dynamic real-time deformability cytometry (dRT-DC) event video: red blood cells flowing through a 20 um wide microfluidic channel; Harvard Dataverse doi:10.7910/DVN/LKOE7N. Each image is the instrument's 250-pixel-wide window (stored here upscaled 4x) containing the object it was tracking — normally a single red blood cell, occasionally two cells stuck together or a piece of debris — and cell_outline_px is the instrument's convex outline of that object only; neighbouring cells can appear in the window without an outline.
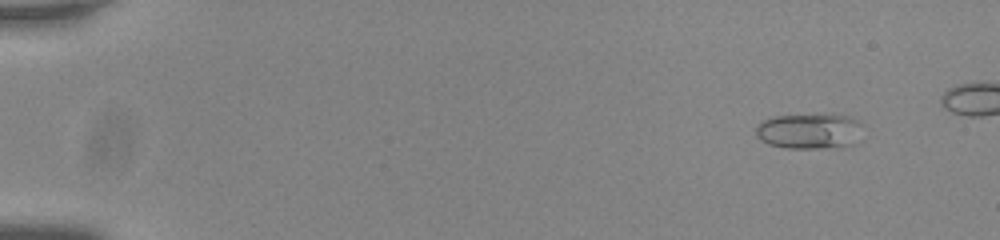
{"species": "common noctule bat (a hibernating species)", "species_latin": "Nyctalus noctula", "temperature_condition": "room temperature", "stored_images_in_passage": 52, "camera_frame_rate_fps": 3000, "um_per_image_px": 0.085, "animal": {"sex": "male", "body_mass_g": 20.0, "forearm_length_mm": 53.3}, "frame": {"image": 1, "passage_image": 6, "time_ms": 1.667, "image_size_px": [1000, 240], "cell_outline_px": [[864, 124], [860, 140], [852, 144], [824, 148], [788, 148], [768, 144], [760, 140], [756, 136], [756, 124], [772, 116], [848, 116]], "centroid_in_image_um": [68.8, 11.17], "position_along_channel_um": 16.2, "area_um2": 21.91}}
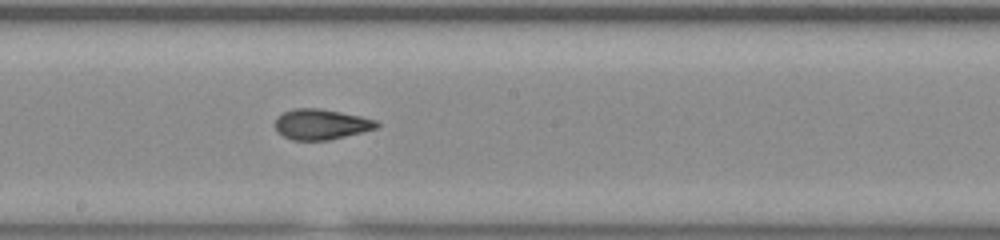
{"frame": {"image": 2, "passage_image": 33, "time_ms": 10.667, "image_size_px": [1000, 240], "cell_outline_px": [[380, 124], [376, 128], [328, 140], [292, 140], [276, 132], [276, 116], [292, 108], [320, 108], [360, 116], [376, 120]], "centroid_in_image_um": [27.25, 10.55], "position_along_channel_um": 220.9, "area_um2": 17.92}}
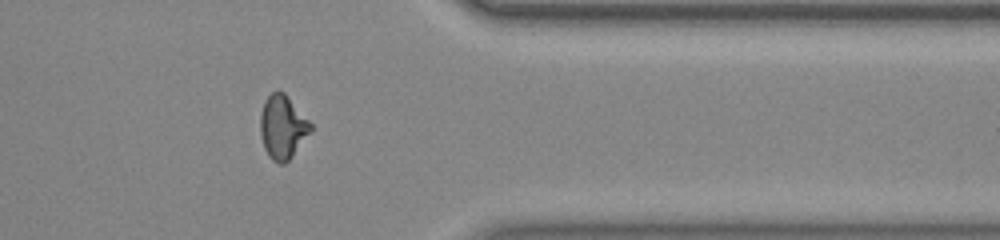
{"frame": {"image": 3, "passage_image": 47, "time_ms": 15.333, "image_size_px": [1000, 240], "cell_outline_px": [[312, 132], [292, 156], [284, 164], [280, 164], [272, 160], [268, 156], [264, 148], [260, 136], [260, 112], [264, 100], [272, 92], [284, 92], [312, 124]], "centroid_in_image_um": [24.01, 10.82], "position_along_channel_um": 387.4, "area_um2": 18.79}}